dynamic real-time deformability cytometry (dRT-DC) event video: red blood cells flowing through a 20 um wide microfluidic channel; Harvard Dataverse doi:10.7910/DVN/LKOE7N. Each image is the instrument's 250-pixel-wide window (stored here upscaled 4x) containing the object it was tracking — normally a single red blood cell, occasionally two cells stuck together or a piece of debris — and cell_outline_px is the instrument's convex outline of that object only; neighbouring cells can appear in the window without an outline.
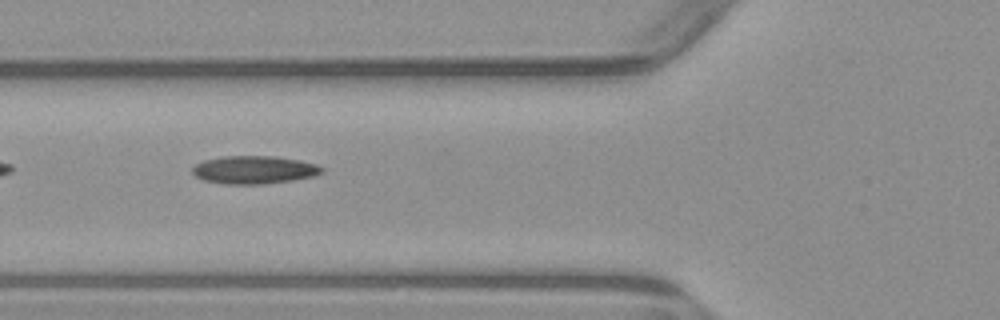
{"species": "common noctule bat (a hibernating species)", "species_latin": "Nyctalus noctula", "temperature_condition": "warm", "stored_images_in_passage": 3, "camera_frame_rate_fps": 3000, "um_per_image_px": 0.085, "animal": {"sex": "male", "body_mass_g": 23.1, "forearm_length_mm": 52.7}, "frame": {"image": 1, "passage_image": 3, "time_ms": 2.667, "image_size_px": [1000, 320], "cell_outline_px": [[324, 172], [316, 176], [292, 180], [264, 184], [224, 184], [204, 180], [196, 176], [192, 172], [192, 168], [196, 164], [204, 160], [224, 156], [276, 156], [300, 160], [316, 164], [324, 168]], "centroid_in_image_um": [21.64, 14.43], "position_along_channel_um": 104.2, "area_um2": 21.21}}